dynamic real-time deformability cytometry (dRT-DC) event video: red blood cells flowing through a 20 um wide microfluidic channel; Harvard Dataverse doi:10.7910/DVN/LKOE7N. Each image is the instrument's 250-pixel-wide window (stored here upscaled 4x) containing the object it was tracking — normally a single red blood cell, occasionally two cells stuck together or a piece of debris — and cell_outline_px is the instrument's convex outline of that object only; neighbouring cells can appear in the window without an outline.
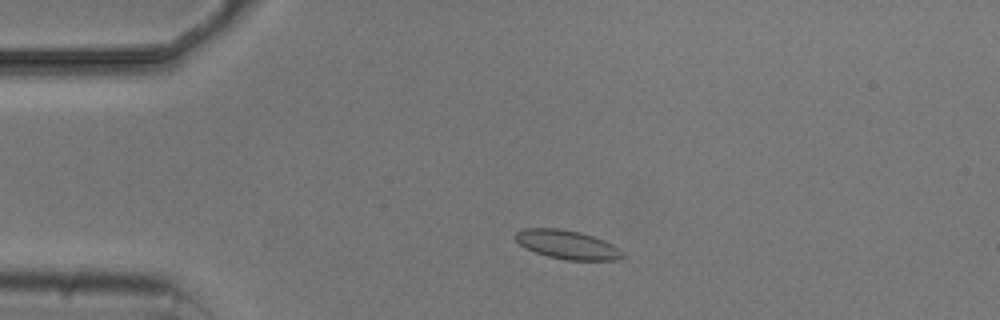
{"species": "common noctule bat (a hibernating species)", "species_latin": "Nyctalus noctula", "temperature_condition": "cold", "stored_images_in_passage": 4, "camera_frame_rate_fps": 3000, "um_per_image_px": 0.085, "animal": {"sex": "male", "body_mass_g": 20.5, "forearm_length_mm": 52.5}, "frame": {"image": 1, "passage_image": 3, "time_ms": 2.0, "image_size_px": [1000, 320], "cell_outline_px": [[624, 256], [620, 260], [568, 260], [548, 256], [536, 252], [520, 244], [512, 236], [516, 232], [524, 228], [556, 228], [580, 232], [604, 240], [620, 248], [624, 252]], "centroid_in_image_um": [48.24, 20.79], "position_along_channel_um": 36.8, "area_um2": 17.98}}